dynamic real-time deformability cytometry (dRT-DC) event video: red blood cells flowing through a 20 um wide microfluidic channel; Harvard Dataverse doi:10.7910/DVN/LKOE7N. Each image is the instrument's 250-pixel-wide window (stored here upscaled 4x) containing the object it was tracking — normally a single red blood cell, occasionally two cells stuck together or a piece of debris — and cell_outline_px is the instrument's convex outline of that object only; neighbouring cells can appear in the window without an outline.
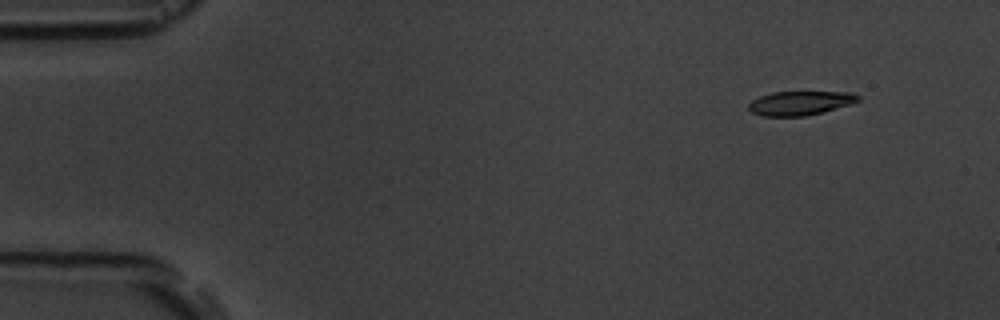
{"species": "common noctule bat (a hibernating species)", "species_latin": "Nyctalus noctula", "temperature_condition": "room temperature", "stored_images_in_passage": 10, "camera_frame_rate_fps": 3000, "um_per_image_px": 0.085, "animal": {"sex": "male", "body_mass_g": 19.5, "forearm_length_mm": 54.6}, "frame": {"image": 1, "passage_image": 1, "time_ms": 0.0, "image_size_px": [1000, 320], "cell_outline_px": [[860, 100], [852, 104], [824, 112], [804, 116], [760, 116], [752, 112], [748, 108], [748, 104], [752, 100], [760, 96], [772, 92], [852, 92], [860, 96]], "centroid_in_image_um": [68.03, 8.76], "position_along_channel_um": 17.0, "area_um2": 15.49}}
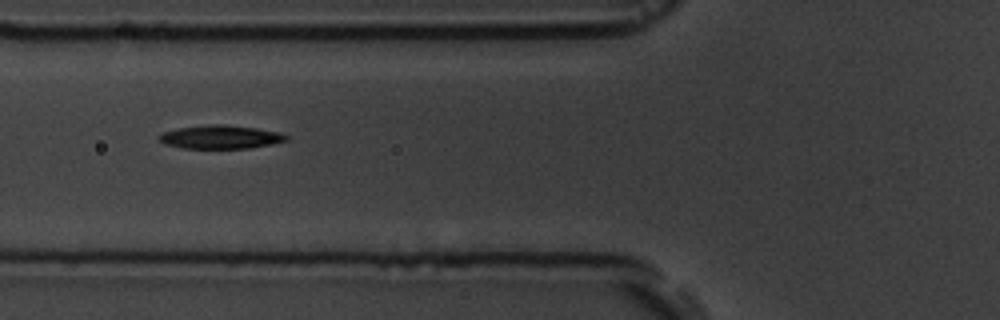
{"frame": {"image": 2, "passage_image": 5, "time_ms": 5.333, "image_size_px": [1000, 320], "cell_outline_px": [[288, 140], [272, 144], [248, 148], [180, 148], [164, 144], [156, 136], [164, 132], [180, 128], [208, 124], [224, 124], [256, 128], [280, 132], [288, 136]], "centroid_in_image_um": [18.74, 11.64], "position_along_channel_um": 107.1, "area_um2": 17.4}}
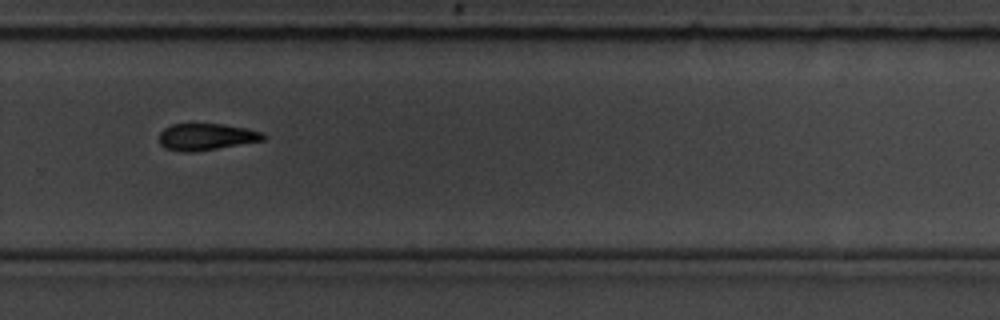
{"frame": {"image": 3, "passage_image": 10, "time_ms": 11.0, "image_size_px": [1000, 320], "cell_outline_px": [[268, 136], [264, 140], [192, 152], [180, 152], [164, 148], [160, 144], [160, 132], [164, 128], [172, 124], [224, 124], [248, 128], [264, 132]], "centroid_in_image_um": [17.55, 11.62], "position_along_channel_um": 312.2, "area_um2": 16.3}}